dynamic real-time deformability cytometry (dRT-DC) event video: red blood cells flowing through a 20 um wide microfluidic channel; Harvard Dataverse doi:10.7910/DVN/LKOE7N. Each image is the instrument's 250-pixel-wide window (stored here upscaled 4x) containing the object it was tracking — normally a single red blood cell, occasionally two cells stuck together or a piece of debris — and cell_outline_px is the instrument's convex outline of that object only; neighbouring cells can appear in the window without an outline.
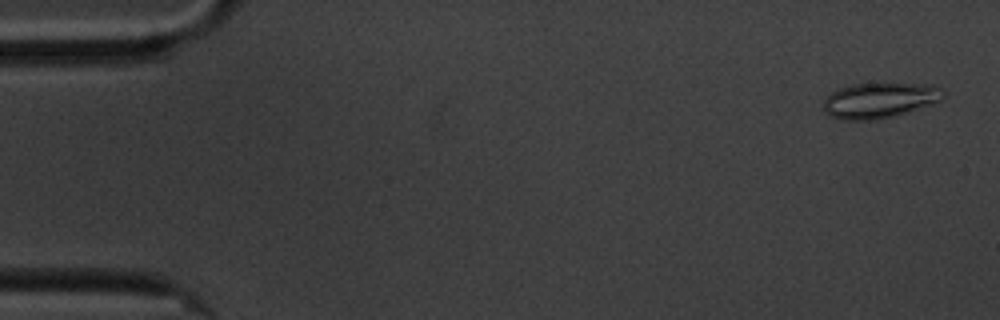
{"species": "common noctule bat (a hibernating species)", "species_latin": "Nyctalus noctula", "temperature_condition": "cold", "stored_images_in_passage": 58, "camera_frame_rate_fps": 3000, "um_per_image_px": 0.085, "animal": {"sex": "male", "body_mass_g": 20.1, "forearm_length_mm": 53.5}, "frame": {"image": 1, "passage_image": 2, "time_ms": 0.333, "image_size_px": [1000, 320], "cell_outline_px": [[944, 96], [940, 100], [892, 116], [876, 120], [844, 120], [828, 116], [820, 104], [832, 92], [840, 88], [852, 84], [932, 84], [940, 88], [944, 92]], "centroid_in_image_um": [74.68, 8.53], "position_along_channel_um": 10.3, "area_um2": 24.39}}
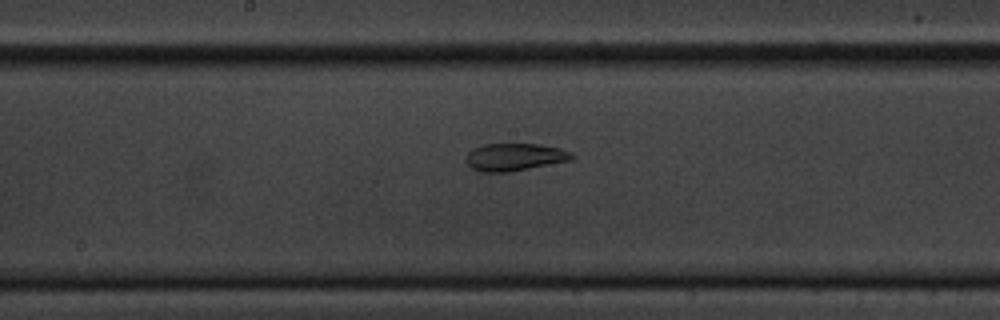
{"frame": {"image": 2, "passage_image": 30, "time_ms": 9.667, "image_size_px": [1000, 320], "cell_outline_px": [[576, 156], [572, 160], [508, 172], [484, 172], [472, 168], [464, 160], [468, 152], [472, 148], [484, 144], [540, 144], [560, 148], [572, 152]], "centroid_in_image_um": [43.75, 13.34], "position_along_channel_um": 204.4, "area_um2": 17.05}}
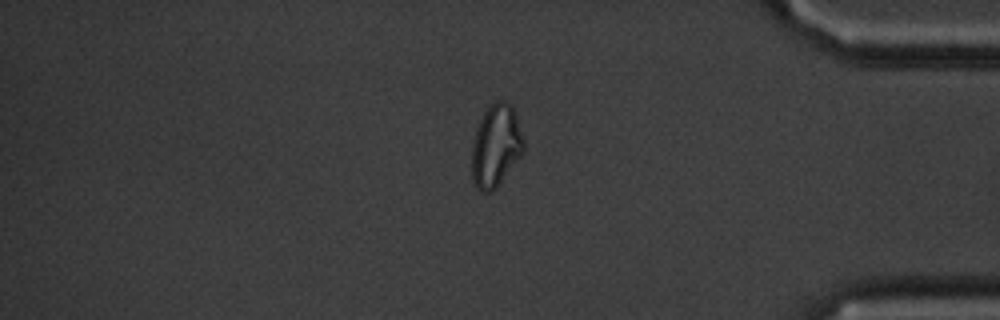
{"frame": {"image": 3, "passage_image": 49, "time_ms": 16.0, "image_size_px": [1000, 320], "cell_outline_px": [[524, 152], [496, 188], [488, 192], [480, 192], [476, 188], [472, 180], [472, 144], [476, 128], [484, 112], [496, 100], [504, 100], [512, 104], [524, 140]], "centroid_in_image_um": [42.15, 12.4], "position_along_channel_um": 393.1, "area_um2": 24.97}, "authors_computed_cell_mechanics": {"area_um2": 21.964, "velocity_mm_per_s": 3.3957, "shape_relaxation_time_tau1_ms": null, "shape_relaxation_time_tau2_ms": 3.8418, "deformation_change_tau1": null, "deformation_change_tau2": 0.1125}}